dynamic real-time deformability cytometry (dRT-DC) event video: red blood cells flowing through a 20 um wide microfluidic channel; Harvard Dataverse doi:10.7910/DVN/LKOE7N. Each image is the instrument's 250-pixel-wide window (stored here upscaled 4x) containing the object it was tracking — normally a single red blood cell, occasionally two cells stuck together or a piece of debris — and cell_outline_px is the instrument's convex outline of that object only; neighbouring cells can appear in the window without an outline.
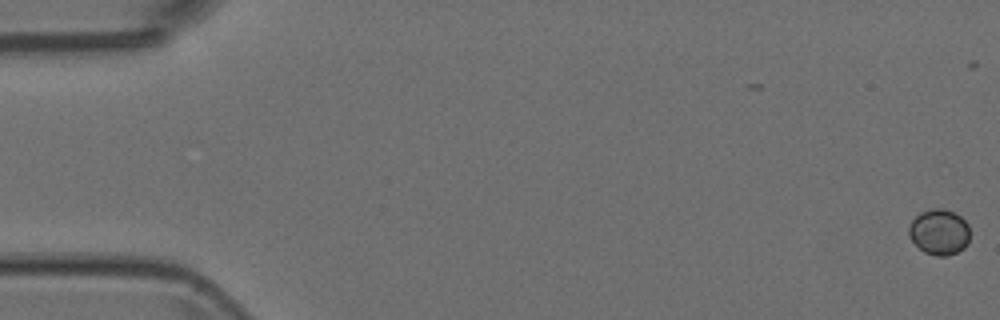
{"species": "Egyptian fruit bat (a non-hibernating species)", "species_latin": "Rousettus aegyptiacus", "temperature_condition": "room temperature", "stored_images_in_passage": 8, "camera_frame_rate_fps": 3000, "um_per_image_px": 0.085, "animal": {"sex": "female"}, "frame": {"image": 1, "passage_image": 1, "time_ms": 0.0, "image_size_px": [1000, 320], "cell_outline_px": [[968, 244], [964, 248], [948, 256], [936, 256], [924, 252], [908, 236], [908, 224], [920, 212], [932, 208], [944, 208], [960, 216], [968, 224]], "centroid_in_image_um": [79.81, 19.72], "position_along_channel_um": 5.2, "area_um2": 16.3}}
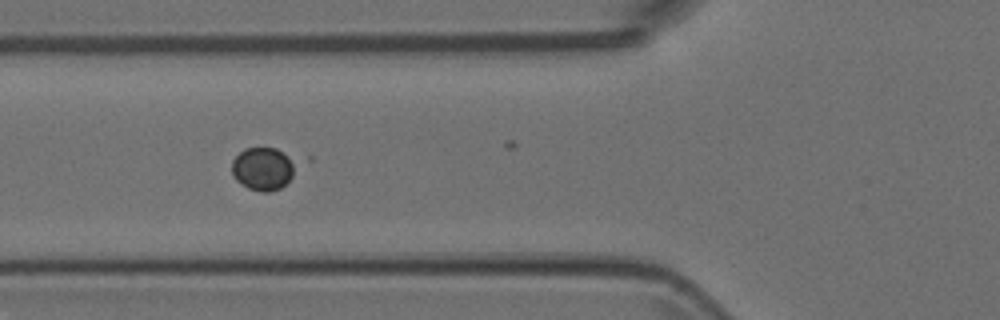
{"frame": {"image": 2, "passage_image": 7, "time_ms": 2.0, "image_size_px": [1000, 320], "cell_outline_px": [[300, 160], [292, 176], [280, 188], [268, 192], [260, 192], [248, 188], [240, 184], [232, 176], [232, 160], [244, 148], [276, 148]], "centroid_in_image_um": [22.39, 14.33], "position_along_channel_um": 103.4, "area_um2": 16.42}}
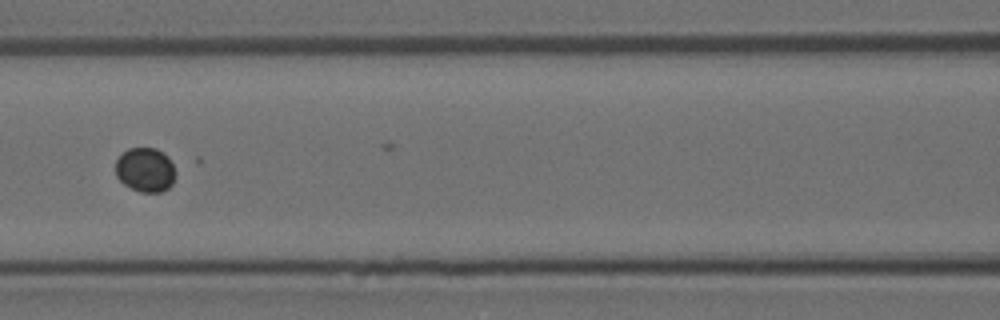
{"frame": {"image": 3, "passage_image": 8, "time_ms": 2.333, "image_size_px": [1000, 320], "cell_outline_px": [[176, 172], [172, 184], [168, 188], [160, 192], [140, 192], [124, 184], [116, 176], [116, 160], [128, 148], [156, 148], [168, 156]], "centroid_in_image_um": [12.36, 14.43], "position_along_channel_um": 154.2, "area_um2": 15.43}}